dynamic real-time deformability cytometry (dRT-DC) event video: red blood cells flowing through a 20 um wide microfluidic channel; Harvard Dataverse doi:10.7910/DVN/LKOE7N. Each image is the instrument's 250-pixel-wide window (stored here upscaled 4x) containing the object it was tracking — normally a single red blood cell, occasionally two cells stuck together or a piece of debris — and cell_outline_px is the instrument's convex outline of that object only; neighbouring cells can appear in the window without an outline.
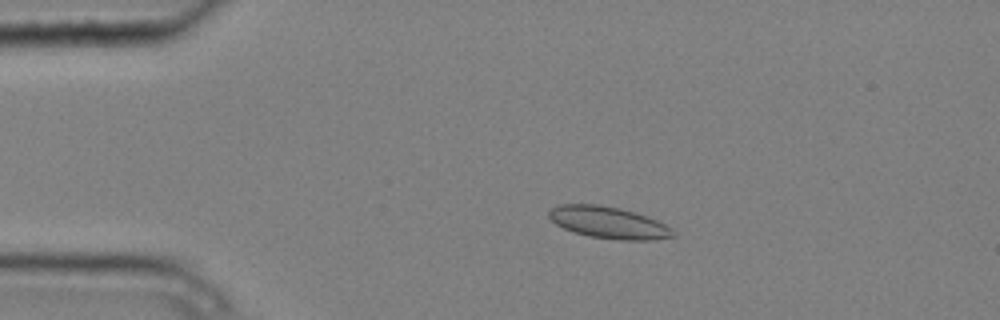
{"species": "common noctule bat (a hibernating species)", "species_latin": "Nyctalus noctula", "temperature_condition": "cold", "stored_images_in_passage": 3, "camera_frame_rate_fps": 3000, "um_per_image_px": 0.085, "animal": {"sex": "male", "body_mass_g": 20.4}, "frame": {"image": 1, "passage_image": 2, "time_ms": 0.333, "image_size_px": [1000, 320], "cell_outline_px": [[676, 236], [652, 240], [620, 240], [588, 236], [564, 228], [556, 224], [548, 216], [548, 212], [552, 208], [560, 204], [600, 204], [620, 208], [636, 212], [648, 216], [672, 228]], "centroid_in_image_um": [51.75, 18.91], "position_along_channel_um": 33.3, "area_um2": 23.06}}